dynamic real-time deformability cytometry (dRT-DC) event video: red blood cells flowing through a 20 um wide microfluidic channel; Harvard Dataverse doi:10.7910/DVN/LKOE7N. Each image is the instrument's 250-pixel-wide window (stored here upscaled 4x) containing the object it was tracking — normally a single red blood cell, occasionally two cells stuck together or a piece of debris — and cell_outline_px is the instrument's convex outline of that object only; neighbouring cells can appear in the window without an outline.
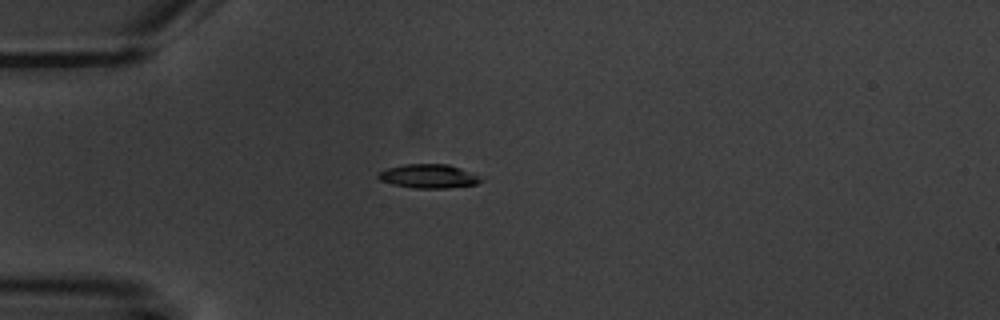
{"species": "common noctule bat (a hibernating species)", "species_latin": "Nyctalus noctula", "temperature_condition": "warm", "stored_images_in_passage": 3, "camera_frame_rate_fps": 3000, "um_per_image_px": 0.085, "animal": {"sex": "male", "body_mass_g": 20.1, "forearm_length_mm": 53.5}, "frame": {"image": 1, "passage_image": 1, "time_ms": 0.0, "image_size_px": [1000, 320], "cell_outline_px": [[484, 180], [476, 184], [444, 188], [416, 188], [392, 184], [380, 180], [376, 176], [380, 172], [388, 168], [404, 164], [448, 164], [460, 168]], "centroid_in_image_um": [36.39, 14.97], "position_along_channel_um": 48.6, "area_um2": 13.99}}
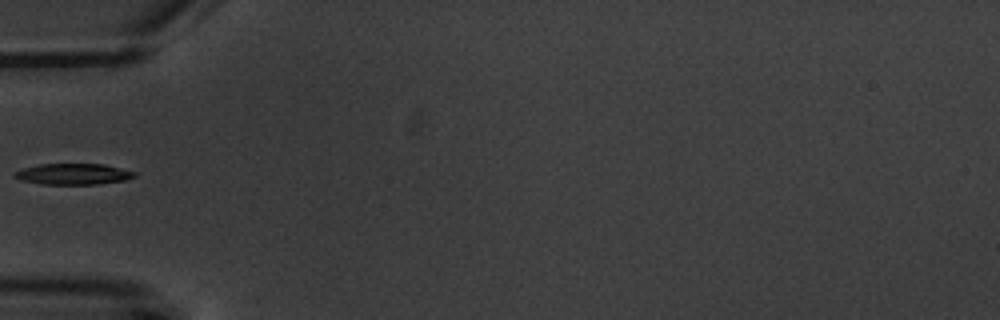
{"frame": {"image": 2, "passage_image": 2, "time_ms": 1.333, "image_size_px": [1000, 320], "cell_outline_px": [[136, 176], [124, 180], [100, 184], [40, 184], [20, 180], [12, 176], [16, 172], [24, 168], [40, 164], [104, 164], [136, 172]], "centroid_in_image_um": [6.23, 14.8], "position_along_channel_um": 78.8, "area_um2": 14.62}}